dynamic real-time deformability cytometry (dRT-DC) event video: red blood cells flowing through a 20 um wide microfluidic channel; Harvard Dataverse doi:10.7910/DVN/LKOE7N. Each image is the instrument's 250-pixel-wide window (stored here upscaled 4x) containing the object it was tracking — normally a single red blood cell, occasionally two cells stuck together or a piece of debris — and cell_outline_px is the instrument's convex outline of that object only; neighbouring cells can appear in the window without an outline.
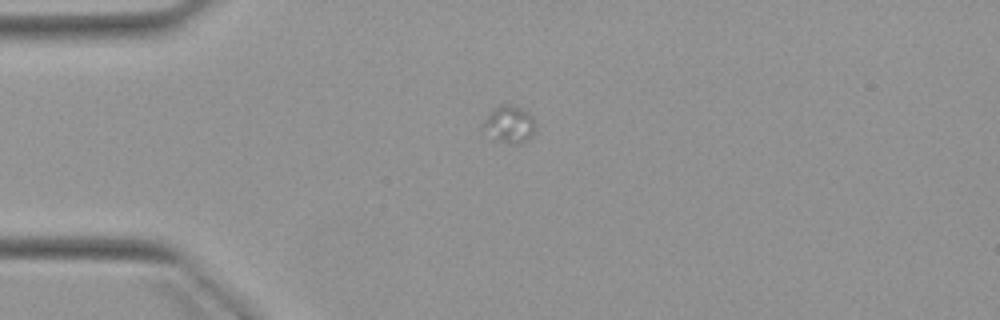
{"species": "Egyptian fruit bat (a non-hibernating species)", "species_latin": "Rousettus aegyptiacus", "temperature_condition": "warm", "stored_images_in_passage": 2, "camera_frame_rate_fps": 3000, "um_per_image_px": 0.085, "animal": {"sex": "female"}, "frame": {"image": 1, "passage_image": 1, "time_ms": 0.0, "image_size_px": [1000, 320], "cell_outline_px": [[536, 128], [532, 136], [524, 144], [516, 144], [492, 140], [484, 124], [484, 120], [492, 108], [500, 104], [512, 104], [528, 112], [532, 116], [536, 124]], "centroid_in_image_um": [43.34, 10.57], "position_along_channel_um": 41.7, "area_um2": 11.5}}